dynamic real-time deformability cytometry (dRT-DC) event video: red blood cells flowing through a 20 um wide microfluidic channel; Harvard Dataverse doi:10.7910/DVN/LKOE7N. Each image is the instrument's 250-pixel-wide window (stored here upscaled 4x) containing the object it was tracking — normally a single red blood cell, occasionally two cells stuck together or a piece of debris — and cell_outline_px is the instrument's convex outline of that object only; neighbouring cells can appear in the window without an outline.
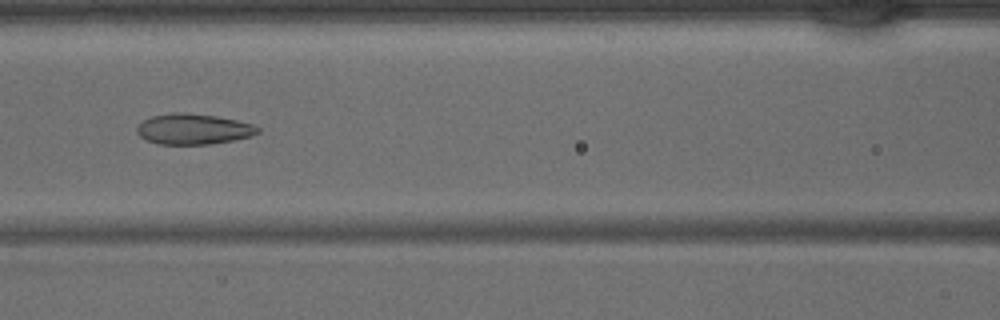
{"species": "common noctule bat (a hibernating species)", "species_latin": "Nyctalus noctula", "temperature_condition": "warm", "stored_images_in_passage": 39, "camera_frame_rate_fps": 3000, "um_per_image_px": 0.085, "animal": {"sex": "male", "body_mass_g": 15.6}, "frame": {"image": 1, "passage_image": 15, "time_ms": 4.667, "image_size_px": [1000, 320], "cell_outline_px": [[260, 132], [252, 136], [232, 140], [208, 144], [160, 144], [148, 140], [140, 136], [136, 132], [136, 128], [144, 120], [152, 116], [172, 112], [184, 112], [216, 116], [236, 120], [252, 124], [260, 128]], "centroid_in_image_um": [16.44, 10.96], "position_along_channel_um": 150.2, "area_um2": 21.44}}
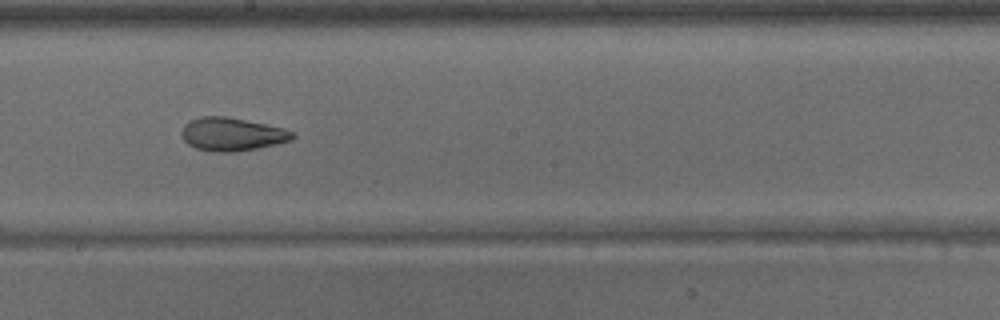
{"frame": {"image": 2, "passage_image": 20, "time_ms": 6.333, "image_size_px": [1000, 320], "cell_outline_px": [[296, 136], [292, 140], [276, 144], [256, 148], [232, 152], [212, 152], [196, 148], [188, 144], [184, 140], [180, 132], [184, 124], [192, 120], [204, 116], [228, 116], [284, 128], [296, 132]], "centroid_in_image_um": [19.74, 11.41], "position_along_channel_um": 228.5, "area_um2": 21.56}}
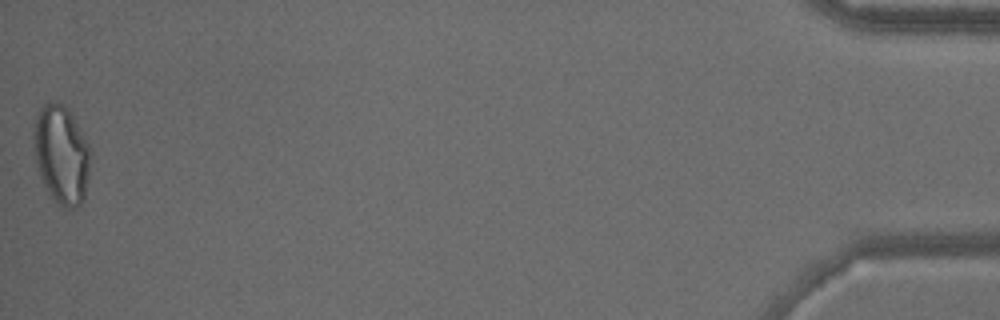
{"frame": {"image": 3, "passage_image": 39, "time_ms": 12.667, "image_size_px": [1000, 320], "cell_outline_px": [[92, 152], [84, 200], [76, 208], [64, 208], [44, 188], [40, 176], [36, 160], [36, 116], [40, 108], [48, 100], [56, 100], [64, 104], [72, 112], [92, 148]], "centroid_in_image_um": [5.29, 13.1], "position_along_channel_um": 429.9, "area_um2": 32.77}}